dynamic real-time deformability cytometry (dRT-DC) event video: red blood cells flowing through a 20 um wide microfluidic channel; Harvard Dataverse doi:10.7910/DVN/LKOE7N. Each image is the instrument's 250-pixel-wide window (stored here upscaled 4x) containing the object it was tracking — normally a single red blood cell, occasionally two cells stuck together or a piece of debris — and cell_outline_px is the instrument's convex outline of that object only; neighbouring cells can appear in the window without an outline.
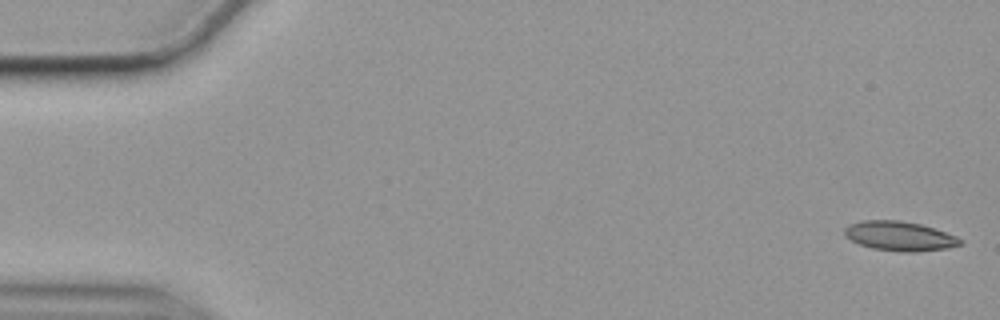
{"species": "common noctule bat (a hibernating species)", "species_latin": "Nyctalus noctula", "temperature_condition": "cold", "stored_images_in_passage": 56, "camera_frame_rate_fps": 3000, "um_per_image_px": 0.085, "animal": {"sex": "female", "body_mass_g": 19.9}, "frame": {"image": 1, "passage_image": 1, "time_ms": 0.0, "image_size_px": [1000, 320], "cell_outline_px": [[964, 244], [948, 248], [916, 252], [900, 252], [872, 248], [860, 244], [852, 240], [844, 232], [844, 228], [848, 224], [860, 220], [900, 220], [920, 224], [956, 236], [964, 240]], "centroid_in_image_um": [76.49, 20.07], "position_along_channel_um": 8.5, "area_um2": 19.88}}
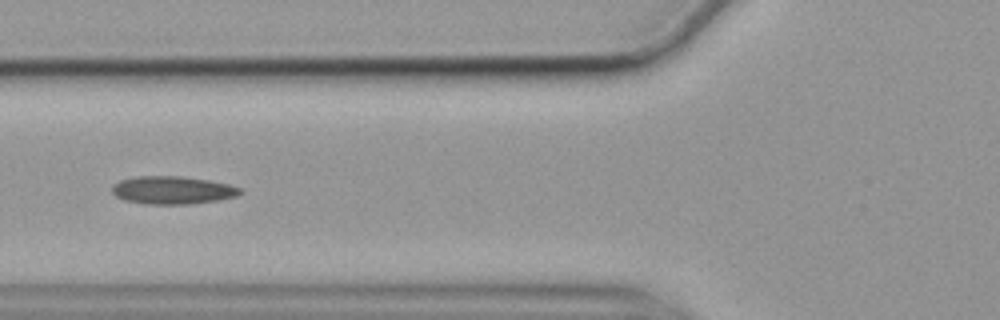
{"frame": {"image": 2, "passage_image": 21, "time_ms": 6.667, "image_size_px": [1000, 320], "cell_outline_px": [[244, 192], [236, 196], [216, 200], [188, 204], [148, 204], [124, 200], [116, 196], [112, 192], [112, 188], [120, 180], [140, 176], [180, 176], [208, 180], [228, 184], [240, 188]], "centroid_in_image_um": [14.67, 16.16], "position_along_channel_um": 111.1, "area_um2": 20.58}}
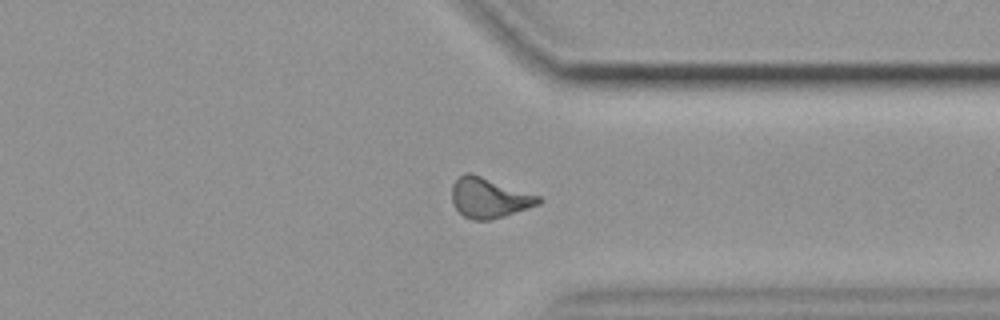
{"frame": {"image": 3, "passage_image": 43, "time_ms": 14.0, "image_size_px": [1000, 320], "cell_outline_px": [[544, 200], [540, 204], [492, 220], [472, 220], [464, 216], [452, 204], [452, 184], [464, 172], [468, 172], [540, 196]], "centroid_in_image_um": [41.57, 16.83], "position_along_channel_um": 369.8, "area_um2": 20.11}, "authors_computed_cell_mechanics": {"area_um2": 19.8543, "velocity_mm_per_s": 3.5462, "shape_relaxation_time_tau1_ms": null, "shape_relaxation_time_tau2_ms": 3.7601, "deformation_change_tau1": null, "deformation_change_tau2": 0.1161}}